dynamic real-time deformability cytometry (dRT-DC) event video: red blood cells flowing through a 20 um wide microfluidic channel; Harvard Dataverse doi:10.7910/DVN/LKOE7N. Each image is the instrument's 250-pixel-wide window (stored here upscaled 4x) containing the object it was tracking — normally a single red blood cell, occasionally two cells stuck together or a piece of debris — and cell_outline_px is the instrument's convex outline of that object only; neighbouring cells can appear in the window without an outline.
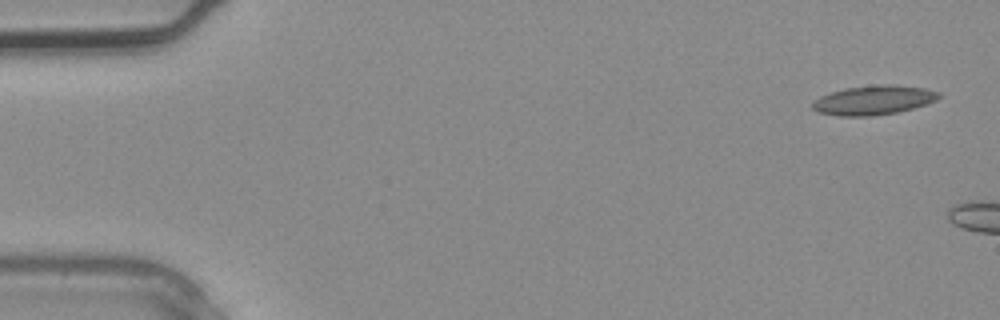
{"species": "common noctule bat (a hibernating species)", "species_latin": "Nyctalus noctula", "temperature_condition": "warm", "stored_images_in_passage": 2, "camera_frame_rate_fps": 3000, "um_per_image_px": 0.085, "animal": {"sex": "male", "body_mass_g": 20.4}, "frame": {"image": 1, "passage_image": 1, "time_ms": 0.0, "image_size_px": [1000, 320], "cell_outline_px": [[940, 96], [936, 100], [912, 108], [896, 112], [872, 116], [840, 116], [820, 112], [812, 108], [812, 104], [820, 96], [844, 88], [880, 84], [892, 84], [924, 88], [940, 92]], "centroid_in_image_um": [74.26, 8.5], "position_along_channel_um": 10.7, "area_um2": 21.33}}